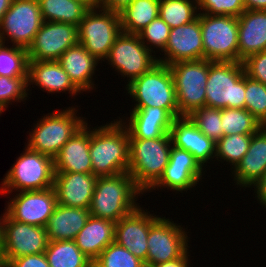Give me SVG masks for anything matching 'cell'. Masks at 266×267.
<instances>
[{
	"instance_id": "44",
	"label": "cell",
	"mask_w": 266,
	"mask_h": 267,
	"mask_svg": "<svg viewBox=\"0 0 266 267\" xmlns=\"http://www.w3.org/2000/svg\"><path fill=\"white\" fill-rule=\"evenodd\" d=\"M128 121L173 122L175 119L166 109L159 107H134Z\"/></svg>"
},
{
	"instance_id": "26",
	"label": "cell",
	"mask_w": 266,
	"mask_h": 267,
	"mask_svg": "<svg viewBox=\"0 0 266 267\" xmlns=\"http://www.w3.org/2000/svg\"><path fill=\"white\" fill-rule=\"evenodd\" d=\"M73 84L82 92L93 90V75L100 63L79 42L68 48L57 60Z\"/></svg>"
},
{
	"instance_id": "51",
	"label": "cell",
	"mask_w": 266,
	"mask_h": 267,
	"mask_svg": "<svg viewBox=\"0 0 266 267\" xmlns=\"http://www.w3.org/2000/svg\"><path fill=\"white\" fill-rule=\"evenodd\" d=\"M84 2L89 8H93L97 6L98 0H79Z\"/></svg>"
},
{
	"instance_id": "24",
	"label": "cell",
	"mask_w": 266,
	"mask_h": 267,
	"mask_svg": "<svg viewBox=\"0 0 266 267\" xmlns=\"http://www.w3.org/2000/svg\"><path fill=\"white\" fill-rule=\"evenodd\" d=\"M266 171V128L252 135L247 153L233 169V180L238 186L252 187Z\"/></svg>"
},
{
	"instance_id": "16",
	"label": "cell",
	"mask_w": 266,
	"mask_h": 267,
	"mask_svg": "<svg viewBox=\"0 0 266 267\" xmlns=\"http://www.w3.org/2000/svg\"><path fill=\"white\" fill-rule=\"evenodd\" d=\"M9 201L5 213L11 219L45 227L57 205V195L54 187H50L44 190L21 191Z\"/></svg>"
},
{
	"instance_id": "22",
	"label": "cell",
	"mask_w": 266,
	"mask_h": 267,
	"mask_svg": "<svg viewBox=\"0 0 266 267\" xmlns=\"http://www.w3.org/2000/svg\"><path fill=\"white\" fill-rule=\"evenodd\" d=\"M90 128L86 122L53 158L55 172L93 173L90 157Z\"/></svg>"
},
{
	"instance_id": "15",
	"label": "cell",
	"mask_w": 266,
	"mask_h": 267,
	"mask_svg": "<svg viewBox=\"0 0 266 267\" xmlns=\"http://www.w3.org/2000/svg\"><path fill=\"white\" fill-rule=\"evenodd\" d=\"M78 43V26L43 21L32 44L28 47L29 61L58 60L60 56Z\"/></svg>"
},
{
	"instance_id": "6",
	"label": "cell",
	"mask_w": 266,
	"mask_h": 267,
	"mask_svg": "<svg viewBox=\"0 0 266 267\" xmlns=\"http://www.w3.org/2000/svg\"><path fill=\"white\" fill-rule=\"evenodd\" d=\"M25 148V153H21L3 178L0 194H10L13 190L21 192L54 187L53 158L27 146Z\"/></svg>"
},
{
	"instance_id": "3",
	"label": "cell",
	"mask_w": 266,
	"mask_h": 267,
	"mask_svg": "<svg viewBox=\"0 0 266 267\" xmlns=\"http://www.w3.org/2000/svg\"><path fill=\"white\" fill-rule=\"evenodd\" d=\"M171 148L170 134L155 139H129L128 173L143 192L163 175Z\"/></svg>"
},
{
	"instance_id": "41",
	"label": "cell",
	"mask_w": 266,
	"mask_h": 267,
	"mask_svg": "<svg viewBox=\"0 0 266 267\" xmlns=\"http://www.w3.org/2000/svg\"><path fill=\"white\" fill-rule=\"evenodd\" d=\"M129 132V139H155L169 134L173 122L129 121L123 122Z\"/></svg>"
},
{
	"instance_id": "10",
	"label": "cell",
	"mask_w": 266,
	"mask_h": 267,
	"mask_svg": "<svg viewBox=\"0 0 266 267\" xmlns=\"http://www.w3.org/2000/svg\"><path fill=\"white\" fill-rule=\"evenodd\" d=\"M204 59L238 62V17L199 13Z\"/></svg>"
},
{
	"instance_id": "42",
	"label": "cell",
	"mask_w": 266,
	"mask_h": 267,
	"mask_svg": "<svg viewBox=\"0 0 266 267\" xmlns=\"http://www.w3.org/2000/svg\"><path fill=\"white\" fill-rule=\"evenodd\" d=\"M200 13L239 17L246 9L243 0H197ZM203 11V12H201Z\"/></svg>"
},
{
	"instance_id": "27",
	"label": "cell",
	"mask_w": 266,
	"mask_h": 267,
	"mask_svg": "<svg viewBox=\"0 0 266 267\" xmlns=\"http://www.w3.org/2000/svg\"><path fill=\"white\" fill-rule=\"evenodd\" d=\"M115 222L89 216L85 226L74 239L77 247L92 262L115 239Z\"/></svg>"
},
{
	"instance_id": "5",
	"label": "cell",
	"mask_w": 266,
	"mask_h": 267,
	"mask_svg": "<svg viewBox=\"0 0 266 267\" xmlns=\"http://www.w3.org/2000/svg\"><path fill=\"white\" fill-rule=\"evenodd\" d=\"M126 86L127 93L137 102L134 107H159L174 118L179 117L173 75L168 65L158 63Z\"/></svg>"
},
{
	"instance_id": "50",
	"label": "cell",
	"mask_w": 266,
	"mask_h": 267,
	"mask_svg": "<svg viewBox=\"0 0 266 267\" xmlns=\"http://www.w3.org/2000/svg\"><path fill=\"white\" fill-rule=\"evenodd\" d=\"M13 0H0V21L3 15L9 10Z\"/></svg>"
},
{
	"instance_id": "29",
	"label": "cell",
	"mask_w": 266,
	"mask_h": 267,
	"mask_svg": "<svg viewBox=\"0 0 266 267\" xmlns=\"http://www.w3.org/2000/svg\"><path fill=\"white\" fill-rule=\"evenodd\" d=\"M160 0H133L120 13L121 30L137 35L159 16Z\"/></svg>"
},
{
	"instance_id": "49",
	"label": "cell",
	"mask_w": 266,
	"mask_h": 267,
	"mask_svg": "<svg viewBox=\"0 0 266 267\" xmlns=\"http://www.w3.org/2000/svg\"><path fill=\"white\" fill-rule=\"evenodd\" d=\"M246 10H266V0H243Z\"/></svg>"
},
{
	"instance_id": "46",
	"label": "cell",
	"mask_w": 266,
	"mask_h": 267,
	"mask_svg": "<svg viewBox=\"0 0 266 267\" xmlns=\"http://www.w3.org/2000/svg\"><path fill=\"white\" fill-rule=\"evenodd\" d=\"M133 0H98L97 6L115 12H121Z\"/></svg>"
},
{
	"instance_id": "18",
	"label": "cell",
	"mask_w": 266,
	"mask_h": 267,
	"mask_svg": "<svg viewBox=\"0 0 266 267\" xmlns=\"http://www.w3.org/2000/svg\"><path fill=\"white\" fill-rule=\"evenodd\" d=\"M146 211V212H145ZM159 215H152L139 206L132 213L122 217L115 225L114 241L126 248L146 266L148 234L151 224Z\"/></svg>"
},
{
	"instance_id": "2",
	"label": "cell",
	"mask_w": 266,
	"mask_h": 267,
	"mask_svg": "<svg viewBox=\"0 0 266 267\" xmlns=\"http://www.w3.org/2000/svg\"><path fill=\"white\" fill-rule=\"evenodd\" d=\"M143 193L128 172L97 177L90 215L116 223L139 207L136 201Z\"/></svg>"
},
{
	"instance_id": "35",
	"label": "cell",
	"mask_w": 266,
	"mask_h": 267,
	"mask_svg": "<svg viewBox=\"0 0 266 267\" xmlns=\"http://www.w3.org/2000/svg\"><path fill=\"white\" fill-rule=\"evenodd\" d=\"M29 58L26 48L0 42V76L11 78L28 77Z\"/></svg>"
},
{
	"instance_id": "9",
	"label": "cell",
	"mask_w": 266,
	"mask_h": 267,
	"mask_svg": "<svg viewBox=\"0 0 266 267\" xmlns=\"http://www.w3.org/2000/svg\"><path fill=\"white\" fill-rule=\"evenodd\" d=\"M121 32L120 13L96 6L86 12L78 26V42L98 61H104Z\"/></svg>"
},
{
	"instance_id": "40",
	"label": "cell",
	"mask_w": 266,
	"mask_h": 267,
	"mask_svg": "<svg viewBox=\"0 0 266 267\" xmlns=\"http://www.w3.org/2000/svg\"><path fill=\"white\" fill-rule=\"evenodd\" d=\"M170 30L171 28L167 25V23L158 16L137 35L139 36L141 42L149 50L155 53L151 46L153 45L154 48H159L158 50L163 51L167 45Z\"/></svg>"
},
{
	"instance_id": "32",
	"label": "cell",
	"mask_w": 266,
	"mask_h": 267,
	"mask_svg": "<svg viewBox=\"0 0 266 267\" xmlns=\"http://www.w3.org/2000/svg\"><path fill=\"white\" fill-rule=\"evenodd\" d=\"M197 0H160L159 16L172 29L198 18Z\"/></svg>"
},
{
	"instance_id": "33",
	"label": "cell",
	"mask_w": 266,
	"mask_h": 267,
	"mask_svg": "<svg viewBox=\"0 0 266 267\" xmlns=\"http://www.w3.org/2000/svg\"><path fill=\"white\" fill-rule=\"evenodd\" d=\"M221 124L224 135L254 134L261 123L245 108L221 109Z\"/></svg>"
},
{
	"instance_id": "43",
	"label": "cell",
	"mask_w": 266,
	"mask_h": 267,
	"mask_svg": "<svg viewBox=\"0 0 266 267\" xmlns=\"http://www.w3.org/2000/svg\"><path fill=\"white\" fill-rule=\"evenodd\" d=\"M242 63L246 76L266 85V51L253 54Z\"/></svg>"
},
{
	"instance_id": "25",
	"label": "cell",
	"mask_w": 266,
	"mask_h": 267,
	"mask_svg": "<svg viewBox=\"0 0 266 267\" xmlns=\"http://www.w3.org/2000/svg\"><path fill=\"white\" fill-rule=\"evenodd\" d=\"M27 82L28 86L35 84L47 93L68 91L70 96L81 93L57 60L29 61Z\"/></svg>"
},
{
	"instance_id": "14",
	"label": "cell",
	"mask_w": 266,
	"mask_h": 267,
	"mask_svg": "<svg viewBox=\"0 0 266 267\" xmlns=\"http://www.w3.org/2000/svg\"><path fill=\"white\" fill-rule=\"evenodd\" d=\"M46 228L17 222L4 213L2 223V265L24 255L41 254L47 249Z\"/></svg>"
},
{
	"instance_id": "54",
	"label": "cell",
	"mask_w": 266,
	"mask_h": 267,
	"mask_svg": "<svg viewBox=\"0 0 266 267\" xmlns=\"http://www.w3.org/2000/svg\"><path fill=\"white\" fill-rule=\"evenodd\" d=\"M0 267H3L2 262H1V258H0Z\"/></svg>"
},
{
	"instance_id": "47",
	"label": "cell",
	"mask_w": 266,
	"mask_h": 267,
	"mask_svg": "<svg viewBox=\"0 0 266 267\" xmlns=\"http://www.w3.org/2000/svg\"><path fill=\"white\" fill-rule=\"evenodd\" d=\"M252 187L255 188L256 196L260 201V205L266 208V171L261 179H259Z\"/></svg>"
},
{
	"instance_id": "17",
	"label": "cell",
	"mask_w": 266,
	"mask_h": 267,
	"mask_svg": "<svg viewBox=\"0 0 266 267\" xmlns=\"http://www.w3.org/2000/svg\"><path fill=\"white\" fill-rule=\"evenodd\" d=\"M203 169L191 153L172 146L169 162L163 175L148 192H152L151 190H156V188L161 189V187L176 191V193L177 191L181 193L182 191L187 192L202 179Z\"/></svg>"
},
{
	"instance_id": "12",
	"label": "cell",
	"mask_w": 266,
	"mask_h": 267,
	"mask_svg": "<svg viewBox=\"0 0 266 267\" xmlns=\"http://www.w3.org/2000/svg\"><path fill=\"white\" fill-rule=\"evenodd\" d=\"M42 23L38 0H13L0 21V42L9 37L13 45L28 49Z\"/></svg>"
},
{
	"instance_id": "37",
	"label": "cell",
	"mask_w": 266,
	"mask_h": 267,
	"mask_svg": "<svg viewBox=\"0 0 266 267\" xmlns=\"http://www.w3.org/2000/svg\"><path fill=\"white\" fill-rule=\"evenodd\" d=\"M188 117L214 143L224 136L221 124V109L202 107L194 110Z\"/></svg>"
},
{
	"instance_id": "1",
	"label": "cell",
	"mask_w": 266,
	"mask_h": 267,
	"mask_svg": "<svg viewBox=\"0 0 266 267\" xmlns=\"http://www.w3.org/2000/svg\"><path fill=\"white\" fill-rule=\"evenodd\" d=\"M93 129V130H92ZM90 128V157L96 177L128 172L129 132L119 119Z\"/></svg>"
},
{
	"instance_id": "52",
	"label": "cell",
	"mask_w": 266,
	"mask_h": 267,
	"mask_svg": "<svg viewBox=\"0 0 266 267\" xmlns=\"http://www.w3.org/2000/svg\"><path fill=\"white\" fill-rule=\"evenodd\" d=\"M3 219H4V213H3V216L0 217V255L2 252V223H3Z\"/></svg>"
},
{
	"instance_id": "4",
	"label": "cell",
	"mask_w": 266,
	"mask_h": 267,
	"mask_svg": "<svg viewBox=\"0 0 266 267\" xmlns=\"http://www.w3.org/2000/svg\"><path fill=\"white\" fill-rule=\"evenodd\" d=\"M205 107L245 108V71L242 62L209 60Z\"/></svg>"
},
{
	"instance_id": "34",
	"label": "cell",
	"mask_w": 266,
	"mask_h": 267,
	"mask_svg": "<svg viewBox=\"0 0 266 267\" xmlns=\"http://www.w3.org/2000/svg\"><path fill=\"white\" fill-rule=\"evenodd\" d=\"M253 134L224 135L215 144V157L218 161H226L230 169H234L247 153Z\"/></svg>"
},
{
	"instance_id": "45",
	"label": "cell",
	"mask_w": 266,
	"mask_h": 267,
	"mask_svg": "<svg viewBox=\"0 0 266 267\" xmlns=\"http://www.w3.org/2000/svg\"><path fill=\"white\" fill-rule=\"evenodd\" d=\"M3 267H50L45 253L24 255L8 260Z\"/></svg>"
},
{
	"instance_id": "30",
	"label": "cell",
	"mask_w": 266,
	"mask_h": 267,
	"mask_svg": "<svg viewBox=\"0 0 266 267\" xmlns=\"http://www.w3.org/2000/svg\"><path fill=\"white\" fill-rule=\"evenodd\" d=\"M43 21L69 23L79 26L90 9L79 0H38Z\"/></svg>"
},
{
	"instance_id": "31",
	"label": "cell",
	"mask_w": 266,
	"mask_h": 267,
	"mask_svg": "<svg viewBox=\"0 0 266 267\" xmlns=\"http://www.w3.org/2000/svg\"><path fill=\"white\" fill-rule=\"evenodd\" d=\"M44 253L50 267L92 266V261L80 251L74 240L49 241Z\"/></svg>"
},
{
	"instance_id": "8",
	"label": "cell",
	"mask_w": 266,
	"mask_h": 267,
	"mask_svg": "<svg viewBox=\"0 0 266 267\" xmlns=\"http://www.w3.org/2000/svg\"><path fill=\"white\" fill-rule=\"evenodd\" d=\"M168 66L173 75L179 117L205 107L209 60L179 61Z\"/></svg>"
},
{
	"instance_id": "28",
	"label": "cell",
	"mask_w": 266,
	"mask_h": 267,
	"mask_svg": "<svg viewBox=\"0 0 266 267\" xmlns=\"http://www.w3.org/2000/svg\"><path fill=\"white\" fill-rule=\"evenodd\" d=\"M90 216L89 208L57 204L45 228L49 241L74 240Z\"/></svg>"
},
{
	"instance_id": "21",
	"label": "cell",
	"mask_w": 266,
	"mask_h": 267,
	"mask_svg": "<svg viewBox=\"0 0 266 267\" xmlns=\"http://www.w3.org/2000/svg\"><path fill=\"white\" fill-rule=\"evenodd\" d=\"M169 134L172 146L191 153L203 168L209 159L215 158L216 143L204 135L188 116L175 118Z\"/></svg>"
},
{
	"instance_id": "23",
	"label": "cell",
	"mask_w": 266,
	"mask_h": 267,
	"mask_svg": "<svg viewBox=\"0 0 266 267\" xmlns=\"http://www.w3.org/2000/svg\"><path fill=\"white\" fill-rule=\"evenodd\" d=\"M266 51V10H245L238 17V62Z\"/></svg>"
},
{
	"instance_id": "13",
	"label": "cell",
	"mask_w": 266,
	"mask_h": 267,
	"mask_svg": "<svg viewBox=\"0 0 266 267\" xmlns=\"http://www.w3.org/2000/svg\"><path fill=\"white\" fill-rule=\"evenodd\" d=\"M171 221L159 216L151 224L147 240L146 267L175 260L189 250L187 232L183 227Z\"/></svg>"
},
{
	"instance_id": "11",
	"label": "cell",
	"mask_w": 266,
	"mask_h": 267,
	"mask_svg": "<svg viewBox=\"0 0 266 267\" xmlns=\"http://www.w3.org/2000/svg\"><path fill=\"white\" fill-rule=\"evenodd\" d=\"M152 53L154 52L141 42L138 35L122 31L115 39L106 60L120 75L129 78L127 83H130L159 63Z\"/></svg>"
},
{
	"instance_id": "19",
	"label": "cell",
	"mask_w": 266,
	"mask_h": 267,
	"mask_svg": "<svg viewBox=\"0 0 266 267\" xmlns=\"http://www.w3.org/2000/svg\"><path fill=\"white\" fill-rule=\"evenodd\" d=\"M162 58L158 62L171 65L179 61L204 59L200 19L172 28Z\"/></svg>"
},
{
	"instance_id": "7",
	"label": "cell",
	"mask_w": 266,
	"mask_h": 267,
	"mask_svg": "<svg viewBox=\"0 0 266 267\" xmlns=\"http://www.w3.org/2000/svg\"><path fill=\"white\" fill-rule=\"evenodd\" d=\"M76 114V108L69 107L45 115L29 133L26 146L54 158L70 137L87 122Z\"/></svg>"
},
{
	"instance_id": "48",
	"label": "cell",
	"mask_w": 266,
	"mask_h": 267,
	"mask_svg": "<svg viewBox=\"0 0 266 267\" xmlns=\"http://www.w3.org/2000/svg\"><path fill=\"white\" fill-rule=\"evenodd\" d=\"M188 250L180 257L169 262L159 263L153 267H191L189 266L190 262L188 259ZM188 254V255H187Z\"/></svg>"
},
{
	"instance_id": "38",
	"label": "cell",
	"mask_w": 266,
	"mask_h": 267,
	"mask_svg": "<svg viewBox=\"0 0 266 267\" xmlns=\"http://www.w3.org/2000/svg\"><path fill=\"white\" fill-rule=\"evenodd\" d=\"M245 109L260 123L266 119V85L245 75Z\"/></svg>"
},
{
	"instance_id": "53",
	"label": "cell",
	"mask_w": 266,
	"mask_h": 267,
	"mask_svg": "<svg viewBox=\"0 0 266 267\" xmlns=\"http://www.w3.org/2000/svg\"><path fill=\"white\" fill-rule=\"evenodd\" d=\"M262 128H266V119L261 123Z\"/></svg>"
},
{
	"instance_id": "20",
	"label": "cell",
	"mask_w": 266,
	"mask_h": 267,
	"mask_svg": "<svg viewBox=\"0 0 266 267\" xmlns=\"http://www.w3.org/2000/svg\"><path fill=\"white\" fill-rule=\"evenodd\" d=\"M97 177L93 173L55 172L54 189L57 204L89 208Z\"/></svg>"
},
{
	"instance_id": "39",
	"label": "cell",
	"mask_w": 266,
	"mask_h": 267,
	"mask_svg": "<svg viewBox=\"0 0 266 267\" xmlns=\"http://www.w3.org/2000/svg\"><path fill=\"white\" fill-rule=\"evenodd\" d=\"M28 77L0 76V108L5 111L11 102L26 100L29 94Z\"/></svg>"
},
{
	"instance_id": "36",
	"label": "cell",
	"mask_w": 266,
	"mask_h": 267,
	"mask_svg": "<svg viewBox=\"0 0 266 267\" xmlns=\"http://www.w3.org/2000/svg\"><path fill=\"white\" fill-rule=\"evenodd\" d=\"M94 267H146L144 262L115 241L92 262Z\"/></svg>"
}]
</instances>
